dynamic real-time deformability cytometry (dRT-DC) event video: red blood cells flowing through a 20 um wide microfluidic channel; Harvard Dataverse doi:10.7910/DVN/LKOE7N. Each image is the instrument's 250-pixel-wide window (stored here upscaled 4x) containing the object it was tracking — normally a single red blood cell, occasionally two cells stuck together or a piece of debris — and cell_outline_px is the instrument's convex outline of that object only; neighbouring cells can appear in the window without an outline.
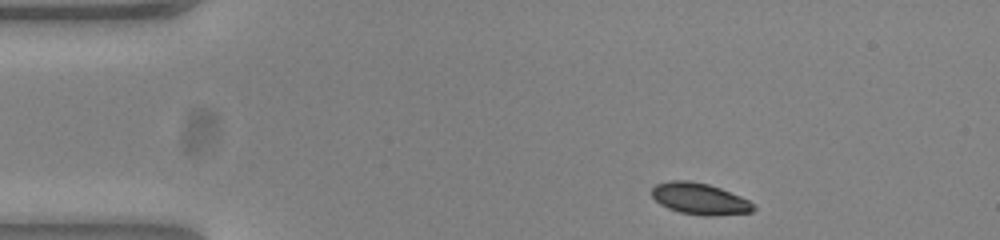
{"species": "common noctule bat (a hibernating species)", "species_latin": "Nyctalus noctula", "temperature_condition": "warm", "stored_images_in_passage": 46, "camera_frame_rate_fps": 3000, "um_per_image_px": 0.085, "animal": {"sex": "female", "body_mass_g": 23.0, "forearm_length_mm": 53.4}, "frame": {"image": 1, "passage_image": 1, "time_ms": 0.0, "image_size_px": [1000, 240], "cell_outline_px": [[756, 208], [752, 212], [712, 216], [704, 216], [680, 212], [668, 208], [660, 204], [652, 196], [652, 188], [656, 184], [668, 180], [688, 180], [708, 184], [720, 188], [740, 196], [748, 200]], "centroid_in_image_um": [59.46, 16.89], "position_along_channel_um": 25.5, "area_um2": 18.61}}
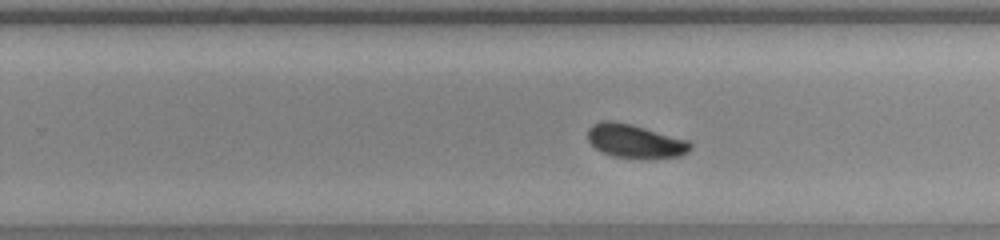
{"frame": {"image": 2, "passage_image": 26, "time_ms": 8.333, "image_size_px": [1000, 240], "cell_outline_px": [[692, 148], [688, 152], [680, 156], [612, 156], [596, 148], [588, 140], [588, 128], [592, 124], [600, 120], [612, 120], [632, 124], [688, 140], [692, 144]], "centroid_in_image_um": [53.95, 11.94], "position_along_channel_um": 275.8, "area_um2": 19.54}}
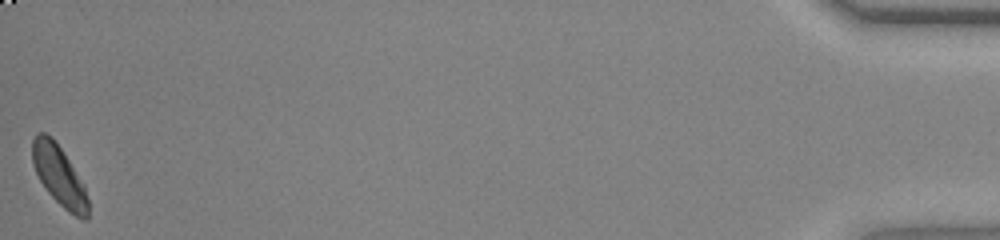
{"frame": {"image": 3, "passage_image": 46, "time_ms": 15.0, "image_size_px": [1000, 240], "cell_outline_px": [[88, 220], [84, 220], [68, 212], [48, 192], [40, 180], [32, 164], [32, 140], [36, 132], [44, 132], [52, 136], [84, 184], [88, 200]], "centroid_in_image_um": [5.02, 14.92], "position_along_channel_um": 430.2, "area_um2": 19.36}, "authors_computed_cell_mechanics": {"area_um2": 19.7965, "velocity_mm_per_s": 3.8276, "shape_relaxation_time_tau1_ms": 2.1556, "shape_relaxation_time_tau2_ms": 10.0381, "deformation_change_tau1": 0.0935, "deformation_change_tau2": 0.1026}}